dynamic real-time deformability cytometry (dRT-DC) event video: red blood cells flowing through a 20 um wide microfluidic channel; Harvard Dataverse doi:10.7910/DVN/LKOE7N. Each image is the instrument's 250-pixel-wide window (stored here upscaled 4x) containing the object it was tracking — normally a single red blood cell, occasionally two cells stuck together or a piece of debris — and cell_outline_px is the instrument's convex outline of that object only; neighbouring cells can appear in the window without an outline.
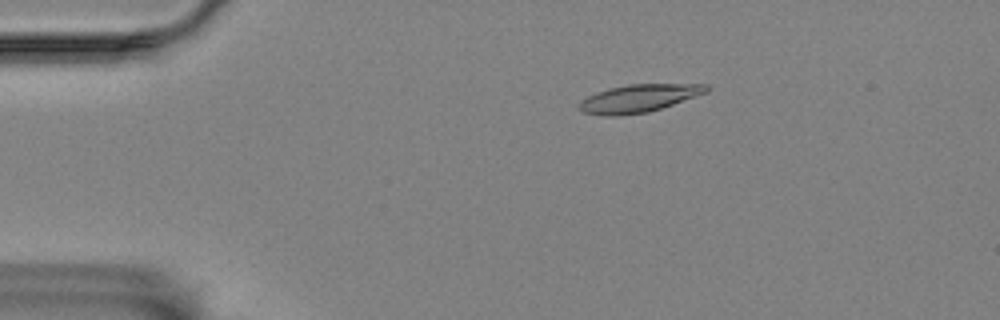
{"species": "Egyptian fruit bat (a non-hibernating species)", "species_latin": "Rousettus aegyptiacus", "temperature_condition": "room temperature", "stored_images_in_passage": 53, "camera_frame_rate_fps": 3000, "um_per_image_px": 0.085, "animal": {"sex": "female"}, "frame": {"image": 1, "passage_image": 7, "time_ms": 2.0, "image_size_px": [1000, 320], "cell_outline_px": [[712, 88], [708, 92], [648, 112], [612, 116], [604, 116], [584, 112], [576, 108], [580, 100], [596, 92], [608, 88], [628, 84], [708, 84]], "centroid_in_image_um": [54.27, 8.35], "position_along_channel_um": 30.7, "area_um2": 20.63}}
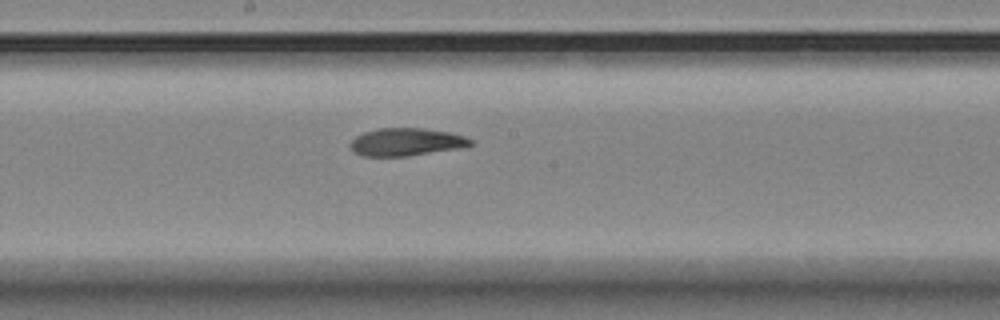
{"frame": {"image": 2, "passage_image": 27, "time_ms": 8.667, "image_size_px": [1000, 320], "cell_outline_px": [[472, 144], [460, 148], [404, 156], [360, 156], [352, 152], [348, 144], [356, 136], [364, 132], [380, 128], [420, 128], [448, 132], [464, 136], [472, 140]], "centroid_in_image_um": [34.46, 12.07], "position_along_channel_um": 213.7, "area_um2": 19.31}}
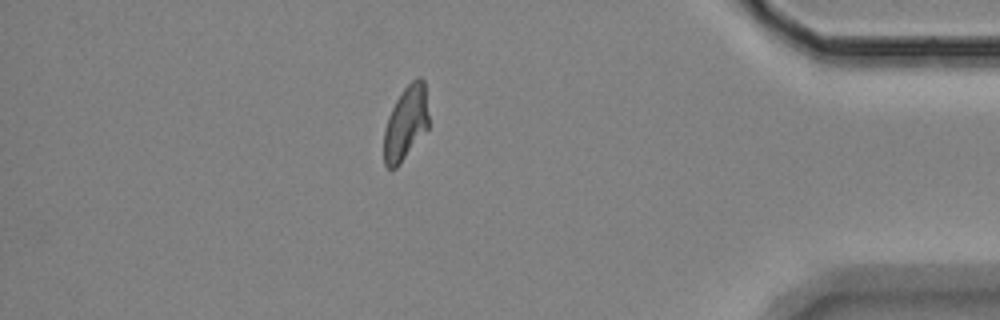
{"frame": {"image": 3, "passage_image": 46, "time_ms": 15.0, "image_size_px": [1000, 320], "cell_outline_px": [[428, 128], [400, 164], [396, 168], [388, 168], [384, 164], [384, 128], [388, 116], [396, 100], [404, 88], [416, 76], [420, 76], [424, 80], [428, 116]], "centroid_in_image_um": [34.48, 10.45], "position_along_channel_um": 400.7, "area_um2": 19.25}, "authors_computed_cell_mechanics": {"area_um2": 20.1144, "velocity_mm_per_s": 3.5107, "shape_relaxation_time_tau1_ms": 4.1513, "shape_relaxation_time_tau2_ms": 5.3691, "deformation_change_tau1": 0.1556, "deformation_change_tau2": 0.0869}}